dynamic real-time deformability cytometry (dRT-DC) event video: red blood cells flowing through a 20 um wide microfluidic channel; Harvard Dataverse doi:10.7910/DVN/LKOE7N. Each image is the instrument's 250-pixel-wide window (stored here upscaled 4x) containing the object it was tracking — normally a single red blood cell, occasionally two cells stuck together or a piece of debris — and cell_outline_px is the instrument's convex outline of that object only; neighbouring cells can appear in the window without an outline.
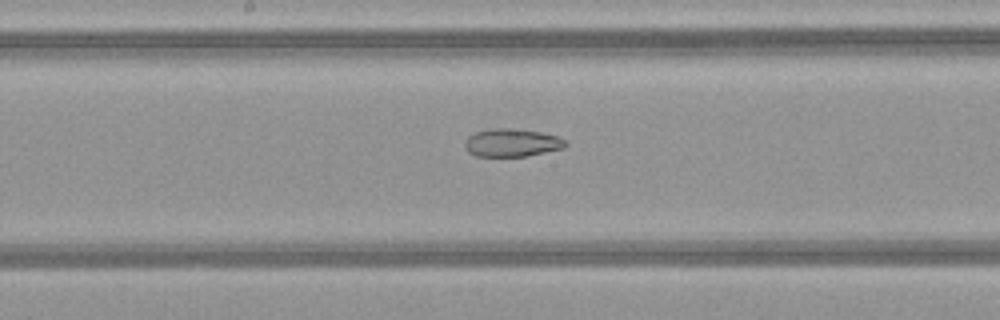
{"species": "common noctule bat (a hibernating species)", "species_latin": "Nyctalus noctula", "temperature_condition": "warm", "stored_images_in_passage": 42, "camera_frame_rate_fps": 3000, "um_per_image_px": 0.085, "animal": {"sex": "female", "body_mass_g": 21.9}, "frame": {"image": 1, "passage_image": 19, "time_ms": 6.0, "image_size_px": [1000, 320], "cell_outline_px": [[568, 144], [564, 148], [524, 156], [476, 156], [468, 152], [464, 144], [464, 140], [468, 136], [476, 132], [492, 128], [504, 128], [540, 132], [560, 136]], "centroid_in_image_um": [43.49, 12.13], "position_along_channel_um": 204.7, "area_um2": 16.3}}
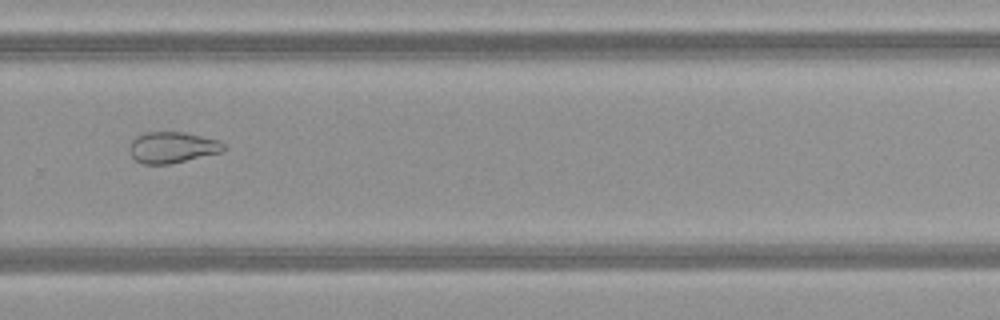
{"frame": {"image": 2, "passage_image": 27, "time_ms": 8.667, "image_size_px": [1000, 320], "cell_outline_px": [[224, 152], [168, 164], [144, 164], [136, 160], [128, 152], [128, 148], [132, 140], [136, 136], [144, 132], [184, 132], [216, 140], [224, 144]], "centroid_in_image_um": [14.6, 12.53], "position_along_channel_um": 315.2, "area_um2": 17.05}}
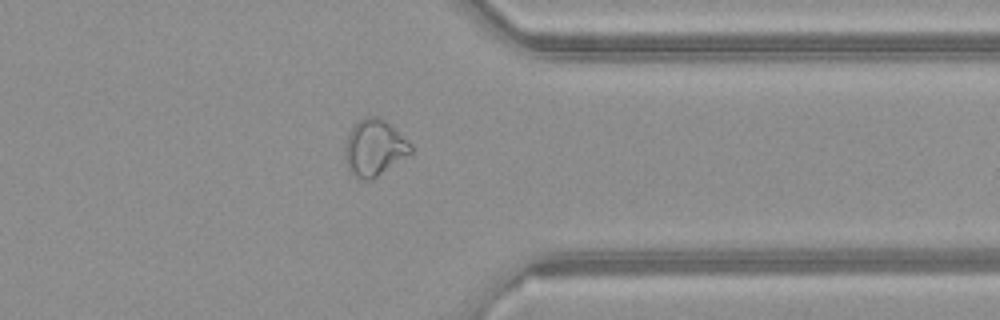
{"frame": {"image": 3, "passage_image": 32, "time_ms": 10.333, "image_size_px": [1000, 320], "cell_outline_px": [[412, 152], [372, 180], [360, 180], [348, 168], [344, 156], [344, 148], [348, 136], [352, 128], [364, 116], [376, 116], [384, 120], [412, 144]], "centroid_in_image_um": [31.81, 12.57], "position_along_channel_um": 379.6, "area_um2": 21.27}, "authors_computed_cell_mechanics": {"area_um2": 21.2415, "velocity_mm_per_s": 4.1556, "shape_relaxation_time_tau1_ms": null, "shape_relaxation_time_tau2_ms": 2.8011, "deformation_change_tau1": null, "deformation_change_tau2": 0.0966}}